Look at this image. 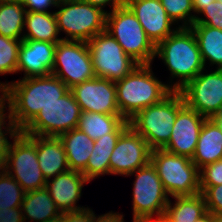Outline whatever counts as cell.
Returning a JSON list of instances; mask_svg holds the SVG:
<instances>
[{"instance_id":"1","label":"cell","mask_w":222,"mask_h":222,"mask_svg":"<svg viewBox=\"0 0 222 222\" xmlns=\"http://www.w3.org/2000/svg\"><path fill=\"white\" fill-rule=\"evenodd\" d=\"M8 113L22 131L46 105L56 102L70 89L54 75L5 82Z\"/></svg>"},{"instance_id":"2","label":"cell","mask_w":222,"mask_h":222,"mask_svg":"<svg viewBox=\"0 0 222 222\" xmlns=\"http://www.w3.org/2000/svg\"><path fill=\"white\" fill-rule=\"evenodd\" d=\"M156 56L167 66L171 73L170 78H179L174 84L171 83L174 91L181 90L205 69L196 37L190 27H178L159 42L155 47Z\"/></svg>"},{"instance_id":"3","label":"cell","mask_w":222,"mask_h":222,"mask_svg":"<svg viewBox=\"0 0 222 222\" xmlns=\"http://www.w3.org/2000/svg\"><path fill=\"white\" fill-rule=\"evenodd\" d=\"M151 66L139 64L127 76L115 82L117 106L125 120L159 103L173 91L171 84L163 83L154 75Z\"/></svg>"},{"instance_id":"4","label":"cell","mask_w":222,"mask_h":222,"mask_svg":"<svg viewBox=\"0 0 222 222\" xmlns=\"http://www.w3.org/2000/svg\"><path fill=\"white\" fill-rule=\"evenodd\" d=\"M185 104L180 91H172L159 103L138 111L129 126L144 137L149 147L163 149L169 142L178 110Z\"/></svg>"},{"instance_id":"5","label":"cell","mask_w":222,"mask_h":222,"mask_svg":"<svg viewBox=\"0 0 222 222\" xmlns=\"http://www.w3.org/2000/svg\"><path fill=\"white\" fill-rule=\"evenodd\" d=\"M105 31L114 37L124 52L138 64H151L154 60L156 46L126 4L107 12Z\"/></svg>"},{"instance_id":"6","label":"cell","mask_w":222,"mask_h":222,"mask_svg":"<svg viewBox=\"0 0 222 222\" xmlns=\"http://www.w3.org/2000/svg\"><path fill=\"white\" fill-rule=\"evenodd\" d=\"M55 18L62 40L88 42L96 34L105 31L107 12L97 6L79 0L57 2Z\"/></svg>"},{"instance_id":"7","label":"cell","mask_w":222,"mask_h":222,"mask_svg":"<svg viewBox=\"0 0 222 222\" xmlns=\"http://www.w3.org/2000/svg\"><path fill=\"white\" fill-rule=\"evenodd\" d=\"M150 162L156 168L169 196H192L200 193L199 169L189 157L164 149H154Z\"/></svg>"},{"instance_id":"8","label":"cell","mask_w":222,"mask_h":222,"mask_svg":"<svg viewBox=\"0 0 222 222\" xmlns=\"http://www.w3.org/2000/svg\"><path fill=\"white\" fill-rule=\"evenodd\" d=\"M135 174L133 183V221L163 217L169 202V195L157 174L156 168L150 162L128 176Z\"/></svg>"},{"instance_id":"9","label":"cell","mask_w":222,"mask_h":222,"mask_svg":"<svg viewBox=\"0 0 222 222\" xmlns=\"http://www.w3.org/2000/svg\"><path fill=\"white\" fill-rule=\"evenodd\" d=\"M87 44L96 77L116 82L139 65L107 31L96 34Z\"/></svg>"},{"instance_id":"10","label":"cell","mask_w":222,"mask_h":222,"mask_svg":"<svg viewBox=\"0 0 222 222\" xmlns=\"http://www.w3.org/2000/svg\"><path fill=\"white\" fill-rule=\"evenodd\" d=\"M82 110L69 90L64 96L42 108L21 131L25 135L53 136L75 129Z\"/></svg>"},{"instance_id":"11","label":"cell","mask_w":222,"mask_h":222,"mask_svg":"<svg viewBox=\"0 0 222 222\" xmlns=\"http://www.w3.org/2000/svg\"><path fill=\"white\" fill-rule=\"evenodd\" d=\"M27 192L42 189L46 179L39 167L36 144L21 131L13 138L4 169Z\"/></svg>"},{"instance_id":"12","label":"cell","mask_w":222,"mask_h":222,"mask_svg":"<svg viewBox=\"0 0 222 222\" xmlns=\"http://www.w3.org/2000/svg\"><path fill=\"white\" fill-rule=\"evenodd\" d=\"M51 74L61 79L69 89L96 77L87 42L59 41Z\"/></svg>"},{"instance_id":"13","label":"cell","mask_w":222,"mask_h":222,"mask_svg":"<svg viewBox=\"0 0 222 222\" xmlns=\"http://www.w3.org/2000/svg\"><path fill=\"white\" fill-rule=\"evenodd\" d=\"M179 91L189 108L206 118L215 117L222 108V69L209 73L203 69Z\"/></svg>"},{"instance_id":"14","label":"cell","mask_w":222,"mask_h":222,"mask_svg":"<svg viewBox=\"0 0 222 222\" xmlns=\"http://www.w3.org/2000/svg\"><path fill=\"white\" fill-rule=\"evenodd\" d=\"M152 149L130 126L119 136L110 156V174L125 177L151 161Z\"/></svg>"},{"instance_id":"15","label":"cell","mask_w":222,"mask_h":222,"mask_svg":"<svg viewBox=\"0 0 222 222\" xmlns=\"http://www.w3.org/2000/svg\"><path fill=\"white\" fill-rule=\"evenodd\" d=\"M83 112L121 115L116 101L115 82L94 77L70 88Z\"/></svg>"},{"instance_id":"16","label":"cell","mask_w":222,"mask_h":222,"mask_svg":"<svg viewBox=\"0 0 222 222\" xmlns=\"http://www.w3.org/2000/svg\"><path fill=\"white\" fill-rule=\"evenodd\" d=\"M206 117L184 104L177 112L171 137L164 150L192 159Z\"/></svg>"},{"instance_id":"17","label":"cell","mask_w":222,"mask_h":222,"mask_svg":"<svg viewBox=\"0 0 222 222\" xmlns=\"http://www.w3.org/2000/svg\"><path fill=\"white\" fill-rule=\"evenodd\" d=\"M126 5L155 46L178 28H173L175 23L169 18L160 0H127Z\"/></svg>"},{"instance_id":"18","label":"cell","mask_w":222,"mask_h":222,"mask_svg":"<svg viewBox=\"0 0 222 222\" xmlns=\"http://www.w3.org/2000/svg\"><path fill=\"white\" fill-rule=\"evenodd\" d=\"M57 43L22 40L20 43L17 73L24 72L23 78L51 75Z\"/></svg>"},{"instance_id":"19","label":"cell","mask_w":222,"mask_h":222,"mask_svg":"<svg viewBox=\"0 0 222 222\" xmlns=\"http://www.w3.org/2000/svg\"><path fill=\"white\" fill-rule=\"evenodd\" d=\"M90 183L79 171L68 170L46 181L45 188L61 213L80 211L86 207L76 206L81 198L83 185Z\"/></svg>"},{"instance_id":"20","label":"cell","mask_w":222,"mask_h":222,"mask_svg":"<svg viewBox=\"0 0 222 222\" xmlns=\"http://www.w3.org/2000/svg\"><path fill=\"white\" fill-rule=\"evenodd\" d=\"M35 144L39 167L46 180L70 170L59 137L27 135Z\"/></svg>"},{"instance_id":"21","label":"cell","mask_w":222,"mask_h":222,"mask_svg":"<svg viewBox=\"0 0 222 222\" xmlns=\"http://www.w3.org/2000/svg\"><path fill=\"white\" fill-rule=\"evenodd\" d=\"M222 159V131L213 118H206L198 138L192 162L200 170Z\"/></svg>"},{"instance_id":"22","label":"cell","mask_w":222,"mask_h":222,"mask_svg":"<svg viewBox=\"0 0 222 222\" xmlns=\"http://www.w3.org/2000/svg\"><path fill=\"white\" fill-rule=\"evenodd\" d=\"M128 127L129 121L121 115L82 111L76 128L95 141L109 133H123Z\"/></svg>"},{"instance_id":"23","label":"cell","mask_w":222,"mask_h":222,"mask_svg":"<svg viewBox=\"0 0 222 222\" xmlns=\"http://www.w3.org/2000/svg\"><path fill=\"white\" fill-rule=\"evenodd\" d=\"M58 137L64 147L70 170L82 172L93 151L94 140L77 128Z\"/></svg>"},{"instance_id":"24","label":"cell","mask_w":222,"mask_h":222,"mask_svg":"<svg viewBox=\"0 0 222 222\" xmlns=\"http://www.w3.org/2000/svg\"><path fill=\"white\" fill-rule=\"evenodd\" d=\"M21 208L25 222H44L62 214L45 187L25 192Z\"/></svg>"},{"instance_id":"25","label":"cell","mask_w":222,"mask_h":222,"mask_svg":"<svg viewBox=\"0 0 222 222\" xmlns=\"http://www.w3.org/2000/svg\"><path fill=\"white\" fill-rule=\"evenodd\" d=\"M23 40H35L51 43H58L62 40L59 37L58 26L54 12L26 11ZM59 37V38H58Z\"/></svg>"},{"instance_id":"26","label":"cell","mask_w":222,"mask_h":222,"mask_svg":"<svg viewBox=\"0 0 222 222\" xmlns=\"http://www.w3.org/2000/svg\"><path fill=\"white\" fill-rule=\"evenodd\" d=\"M121 134L109 133L94 141L86 168L81 172L89 182L101 175H110V156Z\"/></svg>"},{"instance_id":"27","label":"cell","mask_w":222,"mask_h":222,"mask_svg":"<svg viewBox=\"0 0 222 222\" xmlns=\"http://www.w3.org/2000/svg\"><path fill=\"white\" fill-rule=\"evenodd\" d=\"M175 203L169 200L163 218L167 222H196L207 213L205 199L202 193L192 196L173 197Z\"/></svg>"},{"instance_id":"28","label":"cell","mask_w":222,"mask_h":222,"mask_svg":"<svg viewBox=\"0 0 222 222\" xmlns=\"http://www.w3.org/2000/svg\"><path fill=\"white\" fill-rule=\"evenodd\" d=\"M190 28L196 37L205 67L209 61L210 66L216 65V69H222V30L202 24H193Z\"/></svg>"},{"instance_id":"29","label":"cell","mask_w":222,"mask_h":222,"mask_svg":"<svg viewBox=\"0 0 222 222\" xmlns=\"http://www.w3.org/2000/svg\"><path fill=\"white\" fill-rule=\"evenodd\" d=\"M25 14L26 9L20 0L0 3V35L23 40Z\"/></svg>"},{"instance_id":"30","label":"cell","mask_w":222,"mask_h":222,"mask_svg":"<svg viewBox=\"0 0 222 222\" xmlns=\"http://www.w3.org/2000/svg\"><path fill=\"white\" fill-rule=\"evenodd\" d=\"M25 191L5 170H0V209L21 207Z\"/></svg>"},{"instance_id":"31","label":"cell","mask_w":222,"mask_h":222,"mask_svg":"<svg viewBox=\"0 0 222 222\" xmlns=\"http://www.w3.org/2000/svg\"><path fill=\"white\" fill-rule=\"evenodd\" d=\"M160 2L174 23L178 25L179 21H182L183 24L178 25V27H191L193 25L197 15H195L192 0H160Z\"/></svg>"},{"instance_id":"32","label":"cell","mask_w":222,"mask_h":222,"mask_svg":"<svg viewBox=\"0 0 222 222\" xmlns=\"http://www.w3.org/2000/svg\"><path fill=\"white\" fill-rule=\"evenodd\" d=\"M21 42L22 40L0 35V75L17 73Z\"/></svg>"},{"instance_id":"33","label":"cell","mask_w":222,"mask_h":222,"mask_svg":"<svg viewBox=\"0 0 222 222\" xmlns=\"http://www.w3.org/2000/svg\"><path fill=\"white\" fill-rule=\"evenodd\" d=\"M6 119L8 120V124L6 123ZM19 132L20 130L14 125L13 121L10 118L9 113L7 112L6 114L4 112L0 116V170L5 169L7 156H8V150L11 144V142L8 141L7 135L9 133L10 135L9 137L13 139Z\"/></svg>"},{"instance_id":"34","label":"cell","mask_w":222,"mask_h":222,"mask_svg":"<svg viewBox=\"0 0 222 222\" xmlns=\"http://www.w3.org/2000/svg\"><path fill=\"white\" fill-rule=\"evenodd\" d=\"M198 14L204 15L206 18L196 16L193 24L207 25L222 30V2L215 0L205 6Z\"/></svg>"},{"instance_id":"35","label":"cell","mask_w":222,"mask_h":222,"mask_svg":"<svg viewBox=\"0 0 222 222\" xmlns=\"http://www.w3.org/2000/svg\"><path fill=\"white\" fill-rule=\"evenodd\" d=\"M203 194L207 212L222 215V184L216 186H200Z\"/></svg>"},{"instance_id":"36","label":"cell","mask_w":222,"mask_h":222,"mask_svg":"<svg viewBox=\"0 0 222 222\" xmlns=\"http://www.w3.org/2000/svg\"><path fill=\"white\" fill-rule=\"evenodd\" d=\"M200 186L222 184V159L210 163L199 170Z\"/></svg>"},{"instance_id":"37","label":"cell","mask_w":222,"mask_h":222,"mask_svg":"<svg viewBox=\"0 0 222 222\" xmlns=\"http://www.w3.org/2000/svg\"><path fill=\"white\" fill-rule=\"evenodd\" d=\"M94 214L95 212L88 207L80 211L62 213L61 222H92Z\"/></svg>"},{"instance_id":"38","label":"cell","mask_w":222,"mask_h":222,"mask_svg":"<svg viewBox=\"0 0 222 222\" xmlns=\"http://www.w3.org/2000/svg\"><path fill=\"white\" fill-rule=\"evenodd\" d=\"M26 11L49 12L52 6L56 7V0H20Z\"/></svg>"},{"instance_id":"39","label":"cell","mask_w":222,"mask_h":222,"mask_svg":"<svg viewBox=\"0 0 222 222\" xmlns=\"http://www.w3.org/2000/svg\"><path fill=\"white\" fill-rule=\"evenodd\" d=\"M0 222H25L22 208L0 209Z\"/></svg>"},{"instance_id":"40","label":"cell","mask_w":222,"mask_h":222,"mask_svg":"<svg viewBox=\"0 0 222 222\" xmlns=\"http://www.w3.org/2000/svg\"><path fill=\"white\" fill-rule=\"evenodd\" d=\"M85 3H88L92 6H97L101 9L105 8L106 5H110L112 7L111 11L119 6L125 5L127 0H79Z\"/></svg>"},{"instance_id":"41","label":"cell","mask_w":222,"mask_h":222,"mask_svg":"<svg viewBox=\"0 0 222 222\" xmlns=\"http://www.w3.org/2000/svg\"><path fill=\"white\" fill-rule=\"evenodd\" d=\"M92 222H124L123 214L121 215L119 212H110L97 216L93 215Z\"/></svg>"},{"instance_id":"42","label":"cell","mask_w":222,"mask_h":222,"mask_svg":"<svg viewBox=\"0 0 222 222\" xmlns=\"http://www.w3.org/2000/svg\"><path fill=\"white\" fill-rule=\"evenodd\" d=\"M0 116L4 113L7 112L6 108L7 105H5L7 103V91H6V87L3 85H0Z\"/></svg>"},{"instance_id":"43","label":"cell","mask_w":222,"mask_h":222,"mask_svg":"<svg viewBox=\"0 0 222 222\" xmlns=\"http://www.w3.org/2000/svg\"><path fill=\"white\" fill-rule=\"evenodd\" d=\"M215 0H192L194 12L198 13L207 5L212 3Z\"/></svg>"},{"instance_id":"44","label":"cell","mask_w":222,"mask_h":222,"mask_svg":"<svg viewBox=\"0 0 222 222\" xmlns=\"http://www.w3.org/2000/svg\"><path fill=\"white\" fill-rule=\"evenodd\" d=\"M134 222H167V221L163 217H160V218H155L154 220L153 218H151V219H141Z\"/></svg>"},{"instance_id":"45","label":"cell","mask_w":222,"mask_h":222,"mask_svg":"<svg viewBox=\"0 0 222 222\" xmlns=\"http://www.w3.org/2000/svg\"><path fill=\"white\" fill-rule=\"evenodd\" d=\"M213 119L218 123V125L222 131V108H221L220 112L215 117H213Z\"/></svg>"},{"instance_id":"46","label":"cell","mask_w":222,"mask_h":222,"mask_svg":"<svg viewBox=\"0 0 222 222\" xmlns=\"http://www.w3.org/2000/svg\"><path fill=\"white\" fill-rule=\"evenodd\" d=\"M196 222H211V213L207 212L205 215H203L199 220Z\"/></svg>"},{"instance_id":"47","label":"cell","mask_w":222,"mask_h":222,"mask_svg":"<svg viewBox=\"0 0 222 222\" xmlns=\"http://www.w3.org/2000/svg\"><path fill=\"white\" fill-rule=\"evenodd\" d=\"M211 222H222V215L211 213Z\"/></svg>"},{"instance_id":"48","label":"cell","mask_w":222,"mask_h":222,"mask_svg":"<svg viewBox=\"0 0 222 222\" xmlns=\"http://www.w3.org/2000/svg\"><path fill=\"white\" fill-rule=\"evenodd\" d=\"M44 222H61V216Z\"/></svg>"}]
</instances>
